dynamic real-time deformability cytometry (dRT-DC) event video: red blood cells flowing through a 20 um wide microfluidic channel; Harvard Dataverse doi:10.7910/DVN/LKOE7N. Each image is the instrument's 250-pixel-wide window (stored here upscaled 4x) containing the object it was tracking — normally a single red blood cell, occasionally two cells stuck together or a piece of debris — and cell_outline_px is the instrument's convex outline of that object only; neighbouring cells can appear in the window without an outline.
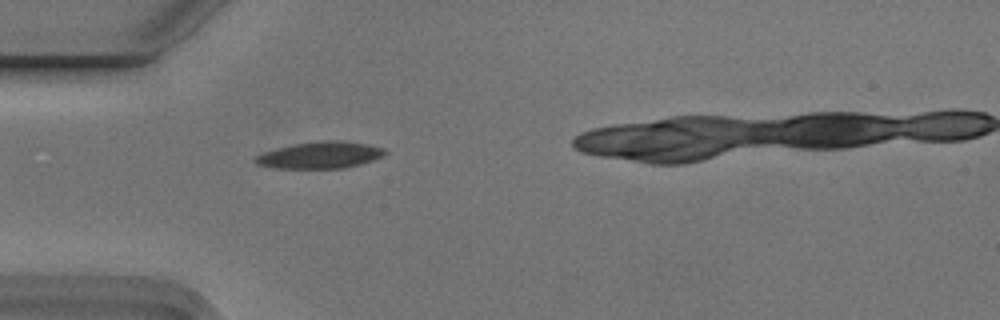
{"species": "Egyptian fruit bat (a non-hibernating species)", "species_latin": "Rousettus aegyptiacus", "temperature_condition": "cold", "stored_images_in_passage": 1, "camera_frame_rate_fps": 3000, "um_per_image_px": 0.085, "animal": {"sex": "male"}, "frame": {"image": 1, "passage_image": 1, "time_ms": 0.0, "image_size_px": [1000, 320], "cell_outline_px": [[388, 152], [384, 156], [360, 164], [344, 168], [276, 168], [256, 164], [252, 160], [256, 156], [264, 152], [276, 148], [296, 144], [324, 140], [340, 140], [368, 144], [384, 148]], "centroid_in_image_um": [27.23, 13.18], "position_along_channel_um": 57.8, "area_um2": 20.17}}